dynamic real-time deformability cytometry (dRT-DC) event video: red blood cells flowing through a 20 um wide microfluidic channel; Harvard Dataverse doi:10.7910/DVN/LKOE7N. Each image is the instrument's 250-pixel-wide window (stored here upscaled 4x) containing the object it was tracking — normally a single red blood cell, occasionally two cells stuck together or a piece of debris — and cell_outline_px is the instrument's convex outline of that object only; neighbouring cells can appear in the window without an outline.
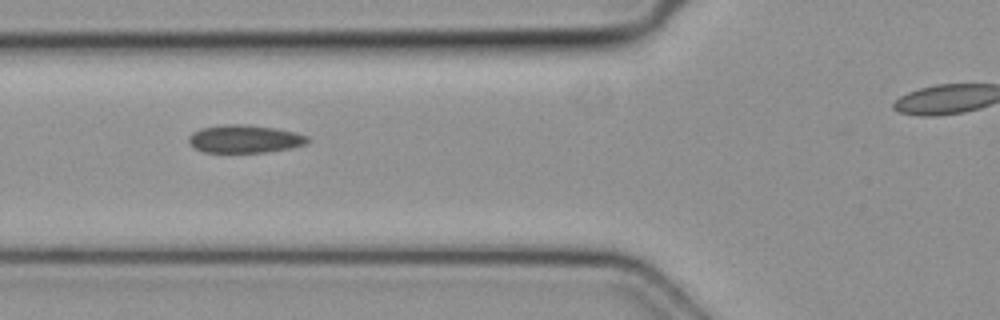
{"species": "common noctule bat (a hibernating species)", "species_latin": "Nyctalus noctula", "temperature_condition": "cold", "stored_images_in_passage": 7, "camera_frame_rate_fps": 3000, "um_per_image_px": 0.085, "animal": {"sex": "female", "body_mass_g": 19.3, "forearm_length_mm": 54.1}, "frame": {"image": 1, "passage_image": 5, "time_ms": 1.333, "image_size_px": [1000, 320], "cell_outline_px": [[312, 140], [304, 144], [292, 148], [268, 152], [204, 152], [196, 148], [188, 140], [188, 136], [192, 132], [200, 128], [224, 124], [248, 124], [276, 128], [296, 132], [308, 136]], "centroid_in_image_um": [20.83, 11.79], "position_along_channel_um": 105.0, "area_um2": 19.54}}